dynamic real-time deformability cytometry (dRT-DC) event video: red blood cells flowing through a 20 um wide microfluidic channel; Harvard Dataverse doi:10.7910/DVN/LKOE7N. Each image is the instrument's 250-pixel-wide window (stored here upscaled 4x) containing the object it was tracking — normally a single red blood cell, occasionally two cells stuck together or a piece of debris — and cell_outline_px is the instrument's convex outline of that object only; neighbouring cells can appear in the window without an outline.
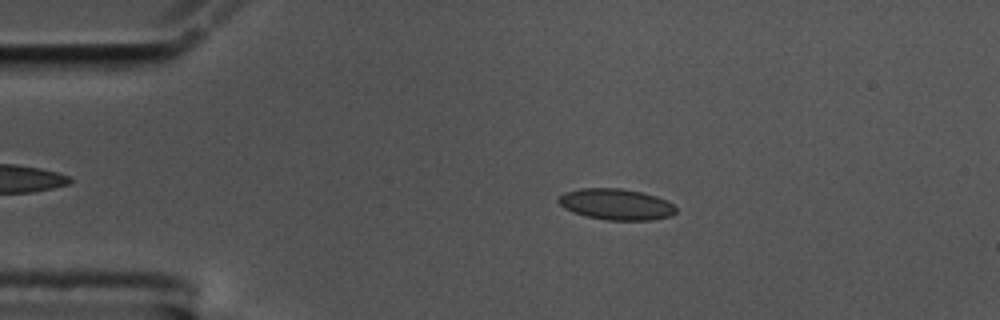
{"species": "common noctule bat (a hibernating species)", "species_latin": "Nyctalus noctula", "temperature_condition": "cold", "stored_images_in_passage": 57, "camera_frame_rate_fps": 3000, "um_per_image_px": 0.085, "animal": {"sex": "male", "body_mass_g": 17.5, "forearm_length_mm": 52.3}, "frame": {"image": 1, "passage_image": 11, "time_ms": 3.333, "image_size_px": [1000, 320], "cell_outline_px": [[676, 212], [672, 216], [652, 220], [604, 220], [572, 212], [564, 208], [556, 200], [564, 192], [580, 188], [620, 188], [640, 192], [656, 196], [668, 200], [676, 208]], "centroid_in_image_um": [52.37, 17.37], "position_along_channel_um": 32.6, "area_um2": 21.39}}
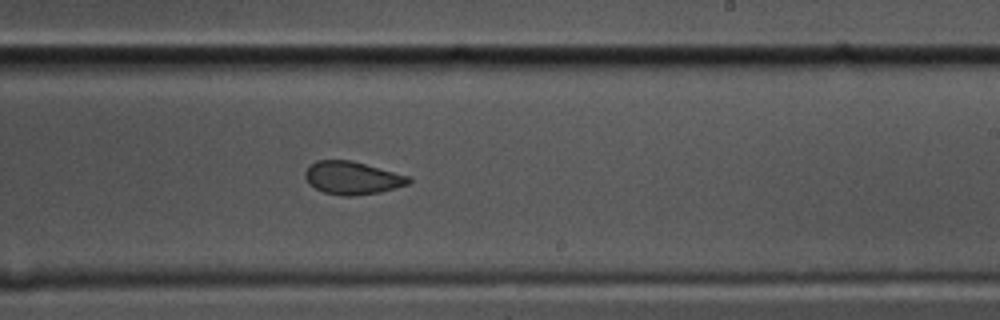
{"frame": {"image": 2, "passage_image": 34, "time_ms": 11.0, "image_size_px": [1000, 320], "cell_outline_px": [[412, 180], [408, 184], [380, 192], [352, 196], [340, 196], [324, 192], [308, 184], [304, 176], [304, 172], [316, 160], [352, 160], [408, 176]], "centroid_in_image_um": [29.91, 15.12], "position_along_channel_um": 259.1, "area_um2": 19.77}}
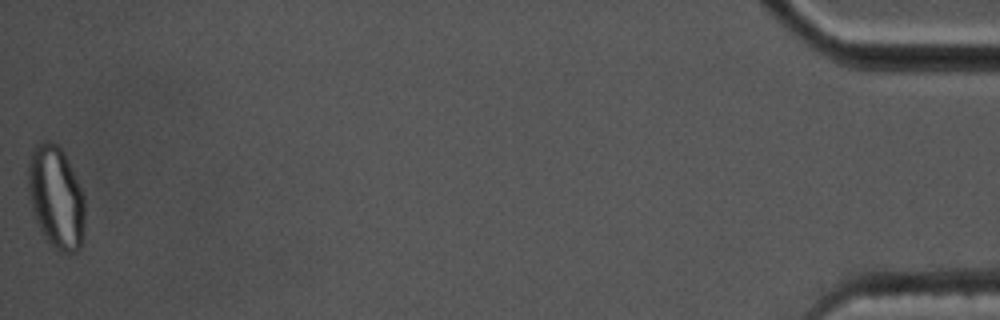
{"frame": {"image": 3, "passage_image": 57, "time_ms": 18.667, "image_size_px": [1000, 320], "cell_outline_px": [[84, 236], [80, 248], [76, 252], [64, 252], [56, 248], [44, 236], [32, 212], [28, 192], [28, 164], [32, 152], [36, 144], [40, 140], [48, 140], [56, 144], [64, 152], [84, 196]], "centroid_in_image_um": [4.76, 16.75], "position_along_channel_um": 430.4, "area_um2": 33.81}, "authors_computed_cell_mechanics": {"area_um2": 20.4034, "velocity_mm_per_s": 3.5059, "shape_relaxation_time_tau1_ms": 8.7913, "shape_relaxation_time_tau2_ms": 1.9922, "deformation_change_tau1": 0.1662, "deformation_change_tau2": 0.0645}}